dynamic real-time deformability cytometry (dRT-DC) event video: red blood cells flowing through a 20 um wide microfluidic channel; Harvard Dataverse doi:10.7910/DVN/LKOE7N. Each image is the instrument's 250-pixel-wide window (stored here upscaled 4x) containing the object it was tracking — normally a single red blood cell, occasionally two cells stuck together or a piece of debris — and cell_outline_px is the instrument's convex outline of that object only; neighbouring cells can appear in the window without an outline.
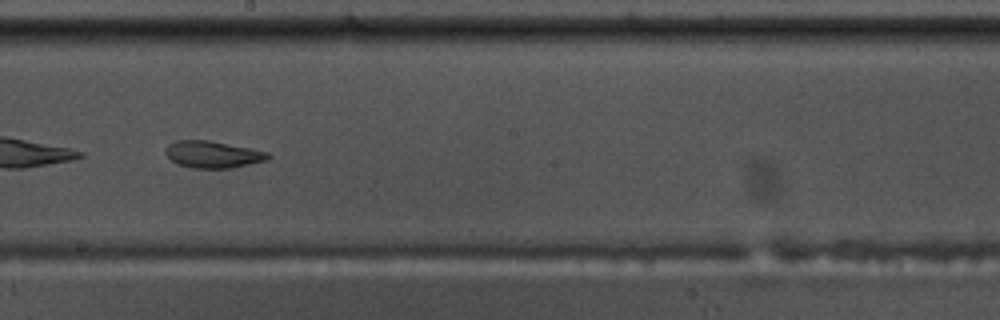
{"species": "common noctule bat (a hibernating species)", "species_latin": "Nyctalus noctula", "temperature_condition": "warm", "stored_images_in_passage": 48, "camera_frame_rate_fps": 3000, "um_per_image_px": 0.085, "animal": {"sex": "male", "body_mass_g": 17.5, "forearm_length_mm": 52.3}, "frame": {"image": 1, "passage_image": 26, "time_ms": 8.333, "image_size_px": [1000, 320], "cell_outline_px": [[272, 156], [268, 160], [232, 168], [192, 168], [176, 164], [164, 152], [168, 144], [176, 140], [208, 140], [252, 148], [268, 152]], "centroid_in_image_um": [18.11, 13.12], "position_along_channel_um": 230.1, "area_um2": 16.24}}
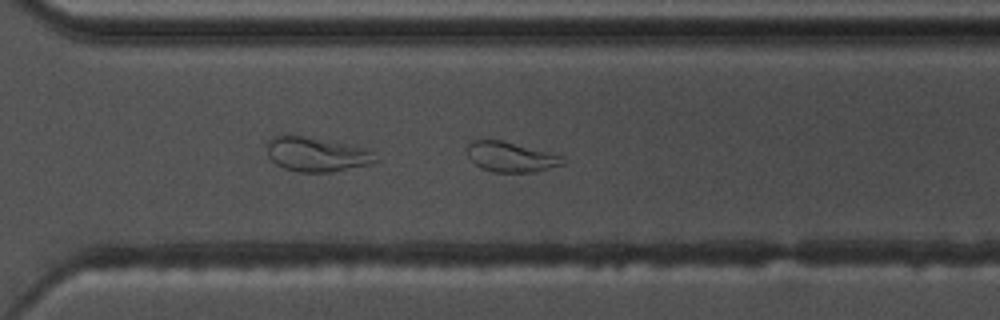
{"frame": {"image": 2, "passage_image": 34, "time_ms": 11.0, "image_size_px": [1000, 320], "cell_outline_px": [[568, 160], [564, 164], [532, 172], [492, 172], [480, 168], [468, 156], [468, 144], [472, 140], [500, 140], [548, 152], [560, 156]], "centroid_in_image_um": [43.41, 13.35], "position_along_channel_um": 327.2, "area_um2": 16.47}}
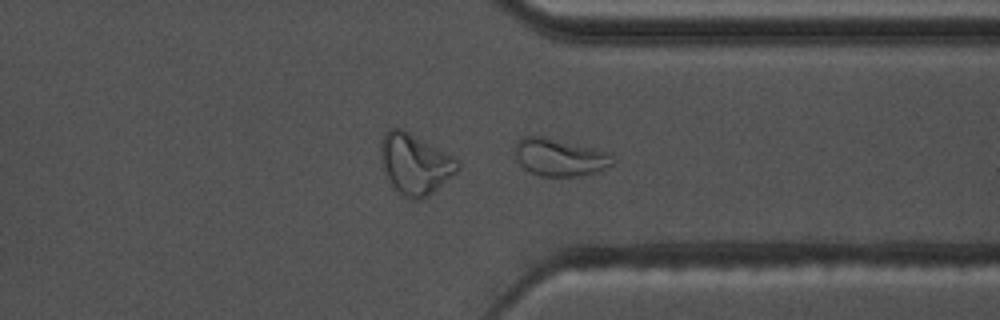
{"frame": {"image": 3, "passage_image": 37, "time_ms": 12.0, "image_size_px": [1000, 320], "cell_outline_px": [[612, 164], [596, 172], [576, 176], [540, 176], [524, 168], [520, 164], [516, 156], [516, 144], [524, 136], [544, 136], [592, 148], [604, 152], [612, 156]], "centroid_in_image_um": [47.54, 13.37], "position_along_channel_um": 363.9, "area_um2": 20.75}}